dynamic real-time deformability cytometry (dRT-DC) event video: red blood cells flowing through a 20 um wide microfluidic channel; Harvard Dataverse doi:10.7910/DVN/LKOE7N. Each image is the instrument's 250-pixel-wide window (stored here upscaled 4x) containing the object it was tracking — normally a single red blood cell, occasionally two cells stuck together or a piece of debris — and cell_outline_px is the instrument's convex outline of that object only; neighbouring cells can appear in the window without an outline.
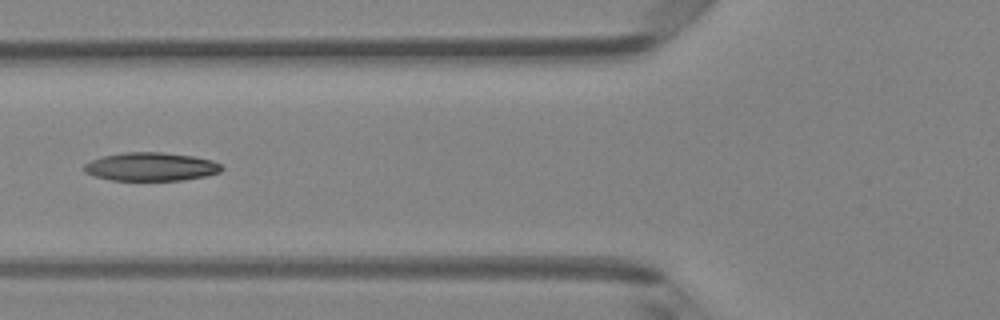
{"species": "Egyptian fruit bat (a non-hibernating species)", "species_latin": "Rousettus aegyptiacus", "temperature_condition": "room temperature", "stored_images_in_passage": 7, "camera_frame_rate_fps": 3000, "um_per_image_px": 0.085, "animal": {"sex": "female"}, "frame": {"image": 1, "passage_image": 6, "time_ms": 5.667, "image_size_px": [1000, 320], "cell_outline_px": [[224, 168], [220, 172], [204, 176], [184, 180], [112, 180], [96, 176], [84, 172], [84, 164], [92, 160], [104, 156], [124, 152], [164, 152], [192, 156], [212, 160], [220, 164]], "centroid_in_image_um": [12.85, 14.16], "position_along_channel_um": 113.0, "area_um2": 22.66}}
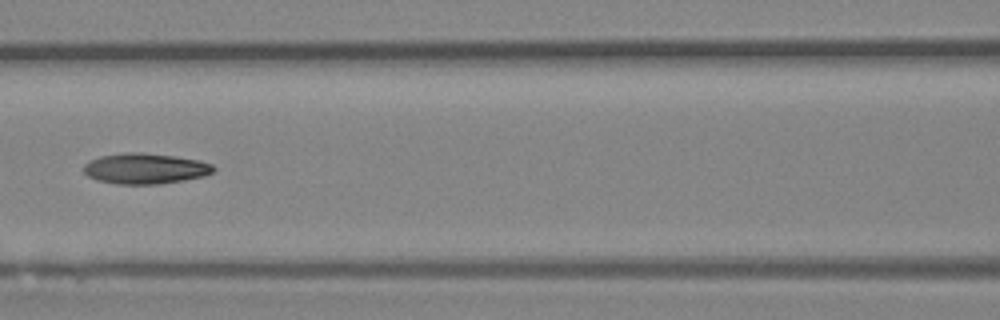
{"frame": {"image": 2, "passage_image": 7, "time_ms": 6.667, "image_size_px": [1000, 320], "cell_outline_px": [[216, 168], [212, 172], [204, 176], [184, 180], [160, 184], [116, 184], [96, 180], [88, 176], [84, 172], [84, 164], [88, 160], [100, 156], [128, 152], [140, 152], [176, 156], [200, 160], [212, 164]], "centroid_in_image_um": [12.34, 14.32], "position_along_channel_um": 154.3, "area_um2": 23.35}}